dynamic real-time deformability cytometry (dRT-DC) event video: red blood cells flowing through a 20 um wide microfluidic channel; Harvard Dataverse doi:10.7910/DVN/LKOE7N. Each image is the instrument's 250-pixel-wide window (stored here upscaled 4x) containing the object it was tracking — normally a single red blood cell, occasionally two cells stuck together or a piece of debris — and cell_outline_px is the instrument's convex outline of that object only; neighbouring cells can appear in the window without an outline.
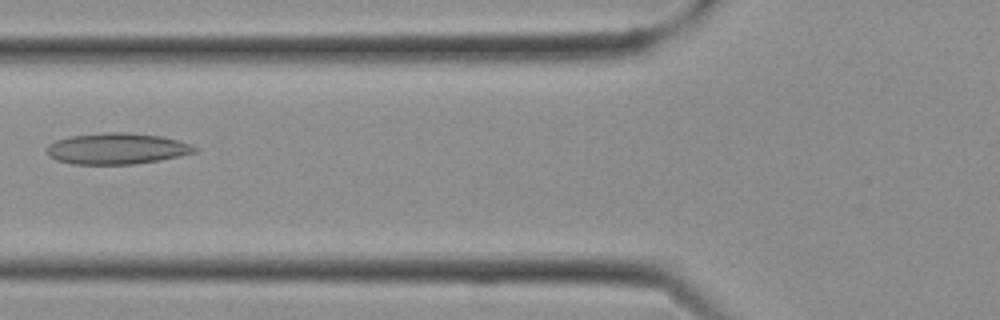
{"species": "Egyptian fruit bat (a non-hibernating species)", "species_latin": "Rousettus aegyptiacus", "temperature_condition": "cold", "stored_images_in_passage": 11, "camera_frame_rate_fps": 3000, "um_per_image_px": 0.085, "frame": {"image": 1, "passage_image": 10, "time_ms": 3.0, "image_size_px": [1000, 320], "cell_outline_px": [[196, 152], [180, 156], [160, 160], [136, 164], [72, 164], [56, 160], [48, 156], [48, 144], [56, 140], [72, 136], [104, 132], [124, 132], [160, 136], [192, 144], [196, 148]], "centroid_in_image_um": [9.93, 12.64], "position_along_channel_um": 115.9, "area_um2": 26.76}}